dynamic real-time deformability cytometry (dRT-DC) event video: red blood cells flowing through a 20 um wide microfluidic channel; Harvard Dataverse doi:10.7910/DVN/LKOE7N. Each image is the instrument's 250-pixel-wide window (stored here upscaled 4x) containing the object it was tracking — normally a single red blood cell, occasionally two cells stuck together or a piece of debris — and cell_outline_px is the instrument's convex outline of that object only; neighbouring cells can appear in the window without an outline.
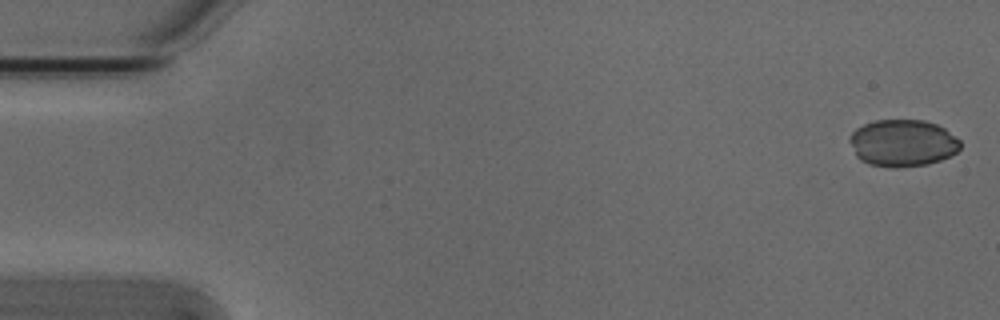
{"species": "Egyptian fruit bat (a non-hibernating species)", "species_latin": "Rousettus aegyptiacus", "temperature_condition": "cold", "stored_images_in_passage": 7, "camera_frame_rate_fps": 3000, "um_per_image_px": 0.085, "animal": {"sex": "male"}, "frame": {"image": 1, "passage_image": 1, "time_ms": 0.0, "image_size_px": [1000, 320], "cell_outline_px": [[960, 148], [956, 152], [940, 160], [928, 164], [896, 168], [868, 164], [860, 160], [856, 156], [848, 140], [852, 132], [856, 128], [864, 124], [876, 120], [924, 120], [936, 124], [944, 128], [960, 140]], "centroid_in_image_um": [76.7, 12.16], "position_along_channel_um": 8.3, "area_um2": 30.35}}
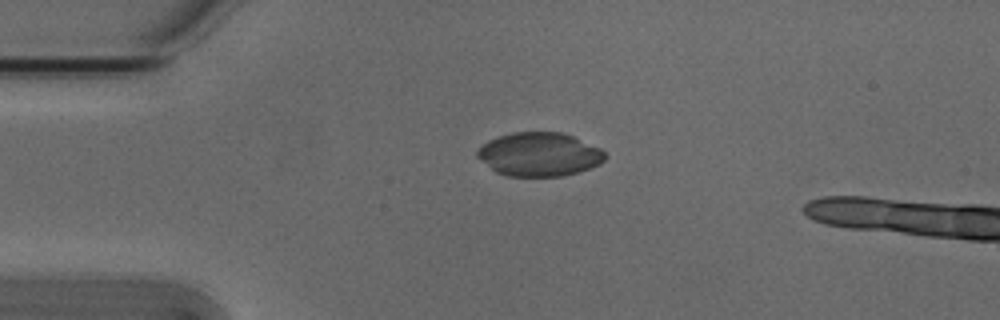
{"frame": {"image": 2, "passage_image": 4, "time_ms": 1.0, "image_size_px": [1000, 320], "cell_outline_px": [[608, 156], [600, 164], [576, 172], [560, 176], [508, 176], [496, 172], [480, 160], [476, 156], [476, 152], [488, 140], [512, 132], [560, 132], [572, 136], [600, 148]], "centroid_in_image_um": [45.83, 13.12], "position_along_channel_um": 39.2, "area_um2": 32.31}}